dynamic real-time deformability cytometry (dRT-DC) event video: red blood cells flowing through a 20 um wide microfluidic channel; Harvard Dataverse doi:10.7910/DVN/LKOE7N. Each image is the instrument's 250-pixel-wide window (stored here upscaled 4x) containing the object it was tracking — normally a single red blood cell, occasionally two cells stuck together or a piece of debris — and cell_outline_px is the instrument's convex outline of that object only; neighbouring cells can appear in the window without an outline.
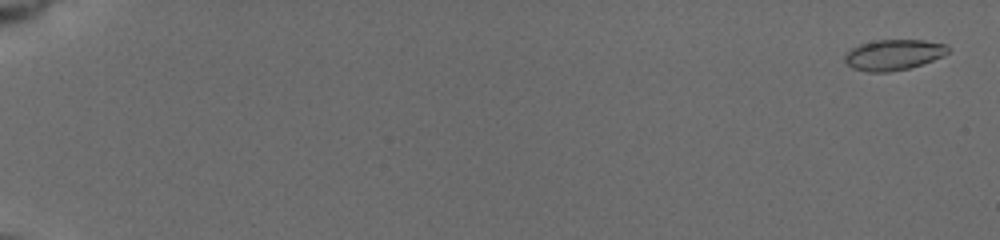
{"species": "common noctule bat (a hibernating species)", "species_latin": "Nyctalus noctula", "temperature_condition": "cold", "stored_images_in_passage": 58, "camera_frame_rate_fps": 3000, "um_per_image_px": 0.085, "animal": {"sex": "female", "body_mass_g": 19.5, "forearm_length_mm": 54.1}, "frame": {"image": 1, "passage_image": 2, "time_ms": 0.333, "image_size_px": [1000, 240], "cell_outline_px": [[952, 48], [944, 56], [908, 68], [888, 72], [868, 72], [852, 68], [844, 60], [844, 52], [860, 44], [876, 40], [924, 40], [948, 44]], "centroid_in_image_um": [75.96, 4.64], "position_along_channel_um": 9.0, "area_um2": 18.55}}
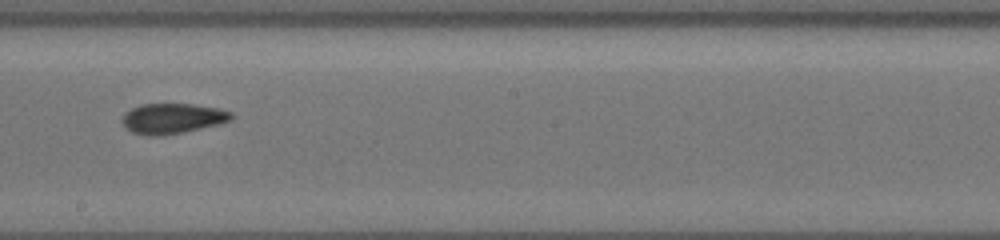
{"frame": {"image": 2, "passage_image": 36, "time_ms": 11.667, "image_size_px": [1000, 240], "cell_outline_px": [[232, 120], [200, 128], [160, 136], [148, 136], [132, 132], [124, 128], [120, 120], [124, 112], [140, 104], [192, 104], [220, 108], [232, 112]], "centroid_in_image_um": [14.59, 10.06], "position_along_channel_um": 233.6, "area_um2": 19.31}}
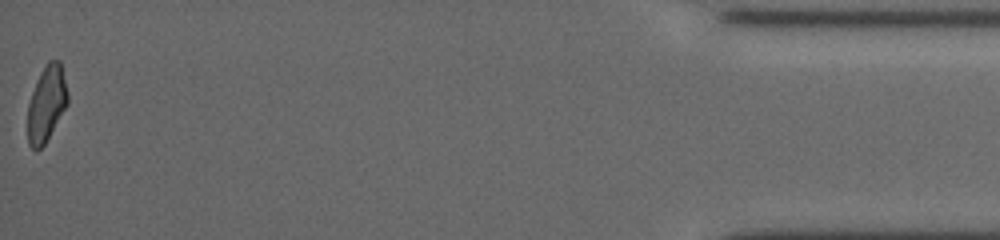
{"frame": {"image": 3, "passage_image": 58, "time_ms": 19.0, "image_size_px": [1000, 240], "cell_outline_px": [[68, 104], [44, 144], [36, 152], [28, 144], [28, 104], [36, 80], [40, 72], [48, 60], [60, 60], [68, 92]], "centroid_in_image_um": [3.95, 8.79], "position_along_channel_um": 431.2, "area_um2": 17.69}, "authors_computed_cell_mechanics": {"area_um2": 18.5249, "velocity_mm_per_s": 3.7585, "shape_relaxation_time_tau1_ms": null, "shape_relaxation_time_tau2_ms": 4.2441, "deformation_change_tau1": null, "deformation_change_tau2": 0.1129}}